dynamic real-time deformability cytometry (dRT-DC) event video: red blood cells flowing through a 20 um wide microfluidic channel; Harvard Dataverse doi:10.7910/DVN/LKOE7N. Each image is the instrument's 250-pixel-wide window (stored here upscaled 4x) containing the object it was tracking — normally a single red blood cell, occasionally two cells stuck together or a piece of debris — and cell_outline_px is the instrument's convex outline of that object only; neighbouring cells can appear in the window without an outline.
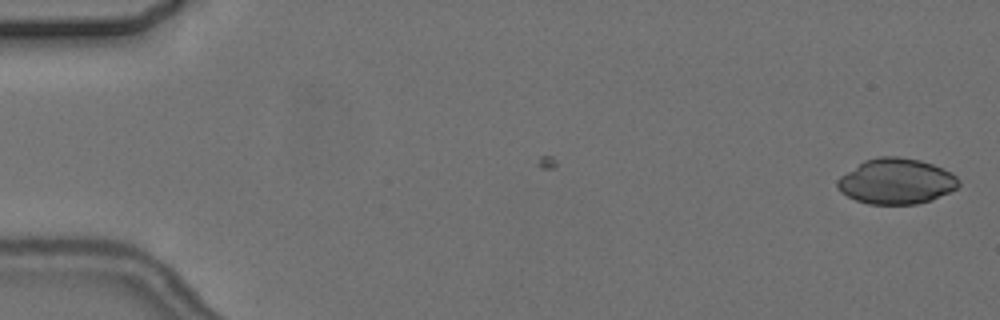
{"species": "common noctule bat (a hibernating species)", "species_latin": "Nyctalus noctula", "temperature_condition": "cold", "stored_images_in_passage": 4, "camera_frame_rate_fps": 3000, "um_per_image_px": 0.085, "animal": {"sex": "female", "body_mass_g": 24.6, "forearm_length_mm": 56.2}, "frame": {"image": 1, "passage_image": 1, "time_ms": 0.0, "image_size_px": [1000, 320], "cell_outline_px": [[960, 184], [956, 188], [932, 200], [916, 204], [868, 204], [856, 200], [840, 192], [836, 188], [836, 180], [840, 176], [864, 160], [876, 156], [900, 156], [920, 160], [944, 168], [956, 176], [960, 180]], "centroid_in_image_um": [76.16, 15.4], "position_along_channel_um": 8.8, "area_um2": 32.43}}